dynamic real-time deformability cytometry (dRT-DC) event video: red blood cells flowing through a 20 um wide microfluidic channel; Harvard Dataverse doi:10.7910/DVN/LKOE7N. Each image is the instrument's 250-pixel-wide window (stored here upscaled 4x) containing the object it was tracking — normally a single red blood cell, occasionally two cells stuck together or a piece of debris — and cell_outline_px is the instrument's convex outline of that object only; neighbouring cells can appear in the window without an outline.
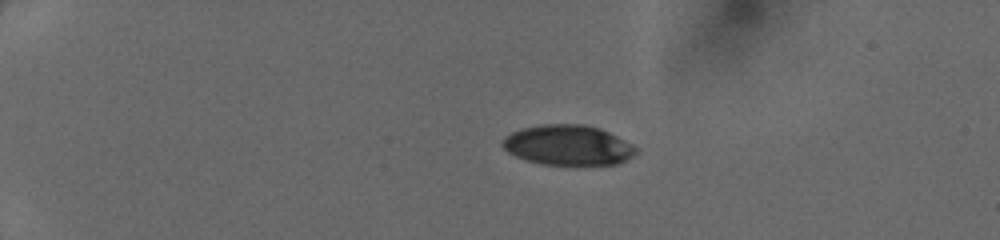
{"species": "human", "species_latin": "Homo sapiens", "temperature_condition": "cold", "stored_images_in_passage": 39, "camera_frame_rate_fps": 3000, "um_per_image_px": 0.085, "donor": {"sex": "female"}, "frame": {"image": 1, "passage_image": 1, "time_ms": 0.0, "image_size_px": [1000, 240], "cell_outline_px": [[636, 152], [632, 156], [620, 164], [540, 164], [524, 160], [508, 152], [500, 144], [500, 140], [504, 136], [512, 132], [524, 128], [540, 124], [584, 124], [600, 128], [632, 144], [636, 148]], "centroid_in_image_um": [48.24, 12.33], "position_along_channel_um": 36.8, "area_um2": 31.21}}
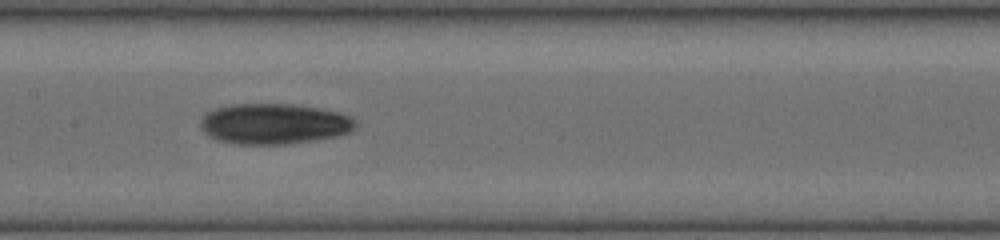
{"frame": {"image": 2, "passage_image": 17, "time_ms": 5.333, "image_size_px": [1000, 240], "cell_outline_px": [[356, 124], [348, 132], [336, 136], [288, 144], [236, 144], [216, 140], [208, 136], [200, 128], [200, 120], [208, 112], [216, 108], [232, 104], [292, 104], [320, 108], [340, 112], [348, 116]], "centroid_in_image_um": [23.23, 10.52], "position_along_channel_um": 184.2, "area_um2": 36.53}}
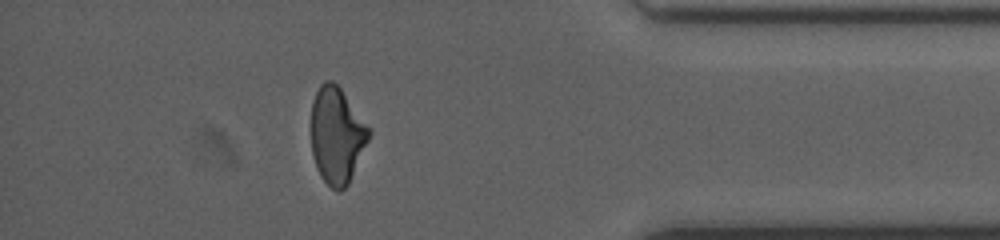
{"frame": {"image": 3, "passage_image": 34, "time_ms": 11.0, "image_size_px": [1000, 240], "cell_outline_px": [[372, 132], [348, 184], [340, 192], [332, 188], [320, 176], [316, 168], [312, 152], [312, 100], [320, 84], [324, 80], [332, 80], [340, 88], [372, 128]], "centroid_in_image_um": [28.64, 11.48], "position_along_channel_um": 406.6, "area_um2": 32.48}}